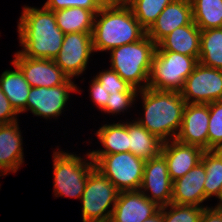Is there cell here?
<instances>
[{
  "label": "cell",
  "instance_id": "cell-16",
  "mask_svg": "<svg viewBox=\"0 0 222 222\" xmlns=\"http://www.w3.org/2000/svg\"><path fill=\"white\" fill-rule=\"evenodd\" d=\"M159 209L160 207L140 190L121 191L109 222H144Z\"/></svg>",
  "mask_w": 222,
  "mask_h": 222
},
{
  "label": "cell",
  "instance_id": "cell-27",
  "mask_svg": "<svg viewBox=\"0 0 222 222\" xmlns=\"http://www.w3.org/2000/svg\"><path fill=\"white\" fill-rule=\"evenodd\" d=\"M193 22L200 30L222 28V0H190Z\"/></svg>",
  "mask_w": 222,
  "mask_h": 222
},
{
  "label": "cell",
  "instance_id": "cell-22",
  "mask_svg": "<svg viewBox=\"0 0 222 222\" xmlns=\"http://www.w3.org/2000/svg\"><path fill=\"white\" fill-rule=\"evenodd\" d=\"M129 134V152L147 161L161 153L163 141L150 133L137 120L126 122Z\"/></svg>",
  "mask_w": 222,
  "mask_h": 222
},
{
  "label": "cell",
  "instance_id": "cell-5",
  "mask_svg": "<svg viewBox=\"0 0 222 222\" xmlns=\"http://www.w3.org/2000/svg\"><path fill=\"white\" fill-rule=\"evenodd\" d=\"M198 59L172 51H155L148 87L155 90L180 92L186 78L194 71Z\"/></svg>",
  "mask_w": 222,
  "mask_h": 222
},
{
  "label": "cell",
  "instance_id": "cell-33",
  "mask_svg": "<svg viewBox=\"0 0 222 222\" xmlns=\"http://www.w3.org/2000/svg\"><path fill=\"white\" fill-rule=\"evenodd\" d=\"M18 113L11 106L9 99L0 87V124H9L17 121Z\"/></svg>",
  "mask_w": 222,
  "mask_h": 222
},
{
  "label": "cell",
  "instance_id": "cell-6",
  "mask_svg": "<svg viewBox=\"0 0 222 222\" xmlns=\"http://www.w3.org/2000/svg\"><path fill=\"white\" fill-rule=\"evenodd\" d=\"M87 158L89 162L65 151L53 153V184L56 197L81 198L88 176L95 168L90 152L87 153Z\"/></svg>",
  "mask_w": 222,
  "mask_h": 222
},
{
  "label": "cell",
  "instance_id": "cell-37",
  "mask_svg": "<svg viewBox=\"0 0 222 222\" xmlns=\"http://www.w3.org/2000/svg\"><path fill=\"white\" fill-rule=\"evenodd\" d=\"M218 199L220 200L219 204L217 206H215L216 208H222V189L221 192L218 196Z\"/></svg>",
  "mask_w": 222,
  "mask_h": 222
},
{
  "label": "cell",
  "instance_id": "cell-4",
  "mask_svg": "<svg viewBox=\"0 0 222 222\" xmlns=\"http://www.w3.org/2000/svg\"><path fill=\"white\" fill-rule=\"evenodd\" d=\"M156 46L146 34L141 40L112 49L111 69L137 90L146 89Z\"/></svg>",
  "mask_w": 222,
  "mask_h": 222
},
{
  "label": "cell",
  "instance_id": "cell-18",
  "mask_svg": "<svg viewBox=\"0 0 222 222\" xmlns=\"http://www.w3.org/2000/svg\"><path fill=\"white\" fill-rule=\"evenodd\" d=\"M171 141L163 142L161 154L167 161L170 178L174 181L201 162L204 150L197 146L181 143L176 139Z\"/></svg>",
  "mask_w": 222,
  "mask_h": 222
},
{
  "label": "cell",
  "instance_id": "cell-34",
  "mask_svg": "<svg viewBox=\"0 0 222 222\" xmlns=\"http://www.w3.org/2000/svg\"><path fill=\"white\" fill-rule=\"evenodd\" d=\"M199 222H222V208L205 207Z\"/></svg>",
  "mask_w": 222,
  "mask_h": 222
},
{
  "label": "cell",
  "instance_id": "cell-2",
  "mask_svg": "<svg viewBox=\"0 0 222 222\" xmlns=\"http://www.w3.org/2000/svg\"><path fill=\"white\" fill-rule=\"evenodd\" d=\"M146 34L147 31L126 3L106 2L95 14L92 31L93 49L94 52L111 51L141 40Z\"/></svg>",
  "mask_w": 222,
  "mask_h": 222
},
{
  "label": "cell",
  "instance_id": "cell-30",
  "mask_svg": "<svg viewBox=\"0 0 222 222\" xmlns=\"http://www.w3.org/2000/svg\"><path fill=\"white\" fill-rule=\"evenodd\" d=\"M168 207L170 210L166 211ZM204 208L202 205L199 207L170 203L163 206V219L164 222H199Z\"/></svg>",
  "mask_w": 222,
  "mask_h": 222
},
{
  "label": "cell",
  "instance_id": "cell-7",
  "mask_svg": "<svg viewBox=\"0 0 222 222\" xmlns=\"http://www.w3.org/2000/svg\"><path fill=\"white\" fill-rule=\"evenodd\" d=\"M99 170L115 187L121 191L140 190L145 160L131 152L109 155H90Z\"/></svg>",
  "mask_w": 222,
  "mask_h": 222
},
{
  "label": "cell",
  "instance_id": "cell-36",
  "mask_svg": "<svg viewBox=\"0 0 222 222\" xmlns=\"http://www.w3.org/2000/svg\"><path fill=\"white\" fill-rule=\"evenodd\" d=\"M129 0H106V2L110 3H127Z\"/></svg>",
  "mask_w": 222,
  "mask_h": 222
},
{
  "label": "cell",
  "instance_id": "cell-1",
  "mask_svg": "<svg viewBox=\"0 0 222 222\" xmlns=\"http://www.w3.org/2000/svg\"><path fill=\"white\" fill-rule=\"evenodd\" d=\"M19 51L29 58L54 60L61 49L64 33L57 26L54 11L25 6L18 23Z\"/></svg>",
  "mask_w": 222,
  "mask_h": 222
},
{
  "label": "cell",
  "instance_id": "cell-28",
  "mask_svg": "<svg viewBox=\"0 0 222 222\" xmlns=\"http://www.w3.org/2000/svg\"><path fill=\"white\" fill-rule=\"evenodd\" d=\"M201 162L206 170L205 200L214 195L218 198L222 189V150L204 151Z\"/></svg>",
  "mask_w": 222,
  "mask_h": 222
},
{
  "label": "cell",
  "instance_id": "cell-35",
  "mask_svg": "<svg viewBox=\"0 0 222 222\" xmlns=\"http://www.w3.org/2000/svg\"><path fill=\"white\" fill-rule=\"evenodd\" d=\"M144 222H164L163 207H160V209L154 215L150 216Z\"/></svg>",
  "mask_w": 222,
  "mask_h": 222
},
{
  "label": "cell",
  "instance_id": "cell-15",
  "mask_svg": "<svg viewBox=\"0 0 222 222\" xmlns=\"http://www.w3.org/2000/svg\"><path fill=\"white\" fill-rule=\"evenodd\" d=\"M209 104L187 103L176 140L208 150Z\"/></svg>",
  "mask_w": 222,
  "mask_h": 222
},
{
  "label": "cell",
  "instance_id": "cell-10",
  "mask_svg": "<svg viewBox=\"0 0 222 222\" xmlns=\"http://www.w3.org/2000/svg\"><path fill=\"white\" fill-rule=\"evenodd\" d=\"M180 93L186 103L209 104L222 100V70L198 63Z\"/></svg>",
  "mask_w": 222,
  "mask_h": 222
},
{
  "label": "cell",
  "instance_id": "cell-24",
  "mask_svg": "<svg viewBox=\"0 0 222 222\" xmlns=\"http://www.w3.org/2000/svg\"><path fill=\"white\" fill-rule=\"evenodd\" d=\"M96 135L105 149L93 150L90 155L129 152V134L126 123L105 124L99 128Z\"/></svg>",
  "mask_w": 222,
  "mask_h": 222
},
{
  "label": "cell",
  "instance_id": "cell-32",
  "mask_svg": "<svg viewBox=\"0 0 222 222\" xmlns=\"http://www.w3.org/2000/svg\"><path fill=\"white\" fill-rule=\"evenodd\" d=\"M105 3V0H47L44 7L54 12L70 7H80L96 14Z\"/></svg>",
  "mask_w": 222,
  "mask_h": 222
},
{
  "label": "cell",
  "instance_id": "cell-8",
  "mask_svg": "<svg viewBox=\"0 0 222 222\" xmlns=\"http://www.w3.org/2000/svg\"><path fill=\"white\" fill-rule=\"evenodd\" d=\"M90 86V95L95 105L109 114L124 112L138 95V90L113 69L100 72Z\"/></svg>",
  "mask_w": 222,
  "mask_h": 222
},
{
  "label": "cell",
  "instance_id": "cell-21",
  "mask_svg": "<svg viewBox=\"0 0 222 222\" xmlns=\"http://www.w3.org/2000/svg\"><path fill=\"white\" fill-rule=\"evenodd\" d=\"M201 30L192 22L166 35L155 51H172L199 59Z\"/></svg>",
  "mask_w": 222,
  "mask_h": 222
},
{
  "label": "cell",
  "instance_id": "cell-19",
  "mask_svg": "<svg viewBox=\"0 0 222 222\" xmlns=\"http://www.w3.org/2000/svg\"><path fill=\"white\" fill-rule=\"evenodd\" d=\"M205 179L204 164L199 162L184 176L173 181L171 203L200 207V204L205 201Z\"/></svg>",
  "mask_w": 222,
  "mask_h": 222
},
{
  "label": "cell",
  "instance_id": "cell-26",
  "mask_svg": "<svg viewBox=\"0 0 222 222\" xmlns=\"http://www.w3.org/2000/svg\"><path fill=\"white\" fill-rule=\"evenodd\" d=\"M199 63L222 70V28L201 30Z\"/></svg>",
  "mask_w": 222,
  "mask_h": 222
},
{
  "label": "cell",
  "instance_id": "cell-13",
  "mask_svg": "<svg viewBox=\"0 0 222 222\" xmlns=\"http://www.w3.org/2000/svg\"><path fill=\"white\" fill-rule=\"evenodd\" d=\"M172 185L173 181L168 172L167 161L161 153L145 162L140 191L148 199L159 207L169 205L172 201ZM149 190L151 196L145 192Z\"/></svg>",
  "mask_w": 222,
  "mask_h": 222
},
{
  "label": "cell",
  "instance_id": "cell-12",
  "mask_svg": "<svg viewBox=\"0 0 222 222\" xmlns=\"http://www.w3.org/2000/svg\"><path fill=\"white\" fill-rule=\"evenodd\" d=\"M78 92L72 79L55 87H31L27 98L26 111L30 110L36 116L43 118L57 117L62 113L69 93Z\"/></svg>",
  "mask_w": 222,
  "mask_h": 222
},
{
  "label": "cell",
  "instance_id": "cell-9",
  "mask_svg": "<svg viewBox=\"0 0 222 222\" xmlns=\"http://www.w3.org/2000/svg\"><path fill=\"white\" fill-rule=\"evenodd\" d=\"M118 193L116 187L94 168L88 176L80 198L82 200V221L109 222ZM110 207L112 208L108 210Z\"/></svg>",
  "mask_w": 222,
  "mask_h": 222
},
{
  "label": "cell",
  "instance_id": "cell-11",
  "mask_svg": "<svg viewBox=\"0 0 222 222\" xmlns=\"http://www.w3.org/2000/svg\"><path fill=\"white\" fill-rule=\"evenodd\" d=\"M92 52V33H66L59 54L53 61L72 79L85 71Z\"/></svg>",
  "mask_w": 222,
  "mask_h": 222
},
{
  "label": "cell",
  "instance_id": "cell-14",
  "mask_svg": "<svg viewBox=\"0 0 222 222\" xmlns=\"http://www.w3.org/2000/svg\"><path fill=\"white\" fill-rule=\"evenodd\" d=\"M12 62L19 67L31 87H55L69 79L53 60L29 58L17 52Z\"/></svg>",
  "mask_w": 222,
  "mask_h": 222
},
{
  "label": "cell",
  "instance_id": "cell-3",
  "mask_svg": "<svg viewBox=\"0 0 222 222\" xmlns=\"http://www.w3.org/2000/svg\"><path fill=\"white\" fill-rule=\"evenodd\" d=\"M138 92L144 104V118L137 121L163 142L175 139L187 104L181 93L149 87Z\"/></svg>",
  "mask_w": 222,
  "mask_h": 222
},
{
  "label": "cell",
  "instance_id": "cell-17",
  "mask_svg": "<svg viewBox=\"0 0 222 222\" xmlns=\"http://www.w3.org/2000/svg\"><path fill=\"white\" fill-rule=\"evenodd\" d=\"M192 22L193 12L190 0H174L160 13L155 23L147 31V36L157 45L176 28L189 25Z\"/></svg>",
  "mask_w": 222,
  "mask_h": 222
},
{
  "label": "cell",
  "instance_id": "cell-23",
  "mask_svg": "<svg viewBox=\"0 0 222 222\" xmlns=\"http://www.w3.org/2000/svg\"><path fill=\"white\" fill-rule=\"evenodd\" d=\"M15 70H6L0 76V87L10 101L11 106L20 114L26 111L27 98L31 86L19 67L12 62Z\"/></svg>",
  "mask_w": 222,
  "mask_h": 222
},
{
  "label": "cell",
  "instance_id": "cell-31",
  "mask_svg": "<svg viewBox=\"0 0 222 222\" xmlns=\"http://www.w3.org/2000/svg\"><path fill=\"white\" fill-rule=\"evenodd\" d=\"M208 150H222V100L209 103Z\"/></svg>",
  "mask_w": 222,
  "mask_h": 222
},
{
  "label": "cell",
  "instance_id": "cell-29",
  "mask_svg": "<svg viewBox=\"0 0 222 222\" xmlns=\"http://www.w3.org/2000/svg\"><path fill=\"white\" fill-rule=\"evenodd\" d=\"M173 1L174 0H129L126 4L131 8L141 26L148 31L163 9Z\"/></svg>",
  "mask_w": 222,
  "mask_h": 222
},
{
  "label": "cell",
  "instance_id": "cell-20",
  "mask_svg": "<svg viewBox=\"0 0 222 222\" xmlns=\"http://www.w3.org/2000/svg\"><path fill=\"white\" fill-rule=\"evenodd\" d=\"M18 121L0 124V172H17L23 161L22 136Z\"/></svg>",
  "mask_w": 222,
  "mask_h": 222
},
{
  "label": "cell",
  "instance_id": "cell-25",
  "mask_svg": "<svg viewBox=\"0 0 222 222\" xmlns=\"http://www.w3.org/2000/svg\"><path fill=\"white\" fill-rule=\"evenodd\" d=\"M57 26L66 33H92L95 14L80 7H70L55 11Z\"/></svg>",
  "mask_w": 222,
  "mask_h": 222
}]
</instances>
